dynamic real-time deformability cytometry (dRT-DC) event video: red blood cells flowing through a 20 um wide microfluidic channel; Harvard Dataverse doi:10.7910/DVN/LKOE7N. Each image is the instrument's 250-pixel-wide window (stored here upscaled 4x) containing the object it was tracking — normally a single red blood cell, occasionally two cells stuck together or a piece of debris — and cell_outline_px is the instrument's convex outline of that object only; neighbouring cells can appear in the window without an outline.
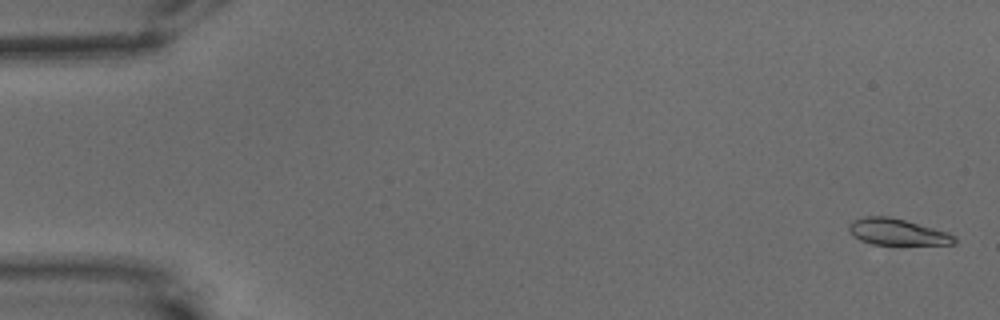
{"species": "common noctule bat (a hibernating species)", "species_latin": "Nyctalus noctula", "temperature_condition": "warm", "stored_images_in_passage": 58, "camera_frame_rate_fps": 3000, "um_per_image_px": 0.085, "animal": {"sex": "male", "body_mass_g": 15.6}, "frame": {"image": 1, "passage_image": 2, "time_ms": 0.333, "image_size_px": [1000, 320], "cell_outline_px": [[956, 244], [872, 244], [860, 240], [852, 236], [848, 228], [848, 224], [852, 220], [864, 216], [888, 216], [904, 220], [948, 232], [956, 236]], "centroid_in_image_um": [76.23, 19.71], "position_along_channel_um": 8.8, "area_um2": 16.18}}
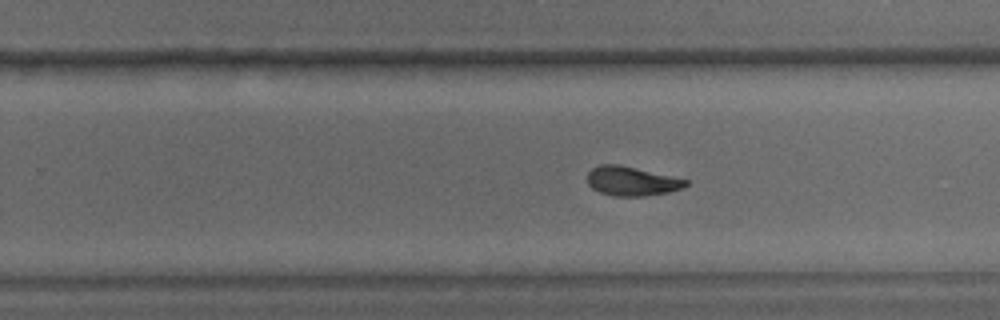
{"frame": {"image": 2, "passage_image": 37, "time_ms": 12.0, "image_size_px": [1000, 320], "cell_outline_px": [[688, 184], [680, 188], [668, 192], [644, 196], [612, 196], [600, 192], [592, 188], [588, 184], [588, 172], [592, 168], [600, 164], [616, 164], [688, 180]], "centroid_in_image_um": [53.64, 15.4], "position_along_channel_um": 276.2, "area_um2": 16.42}}
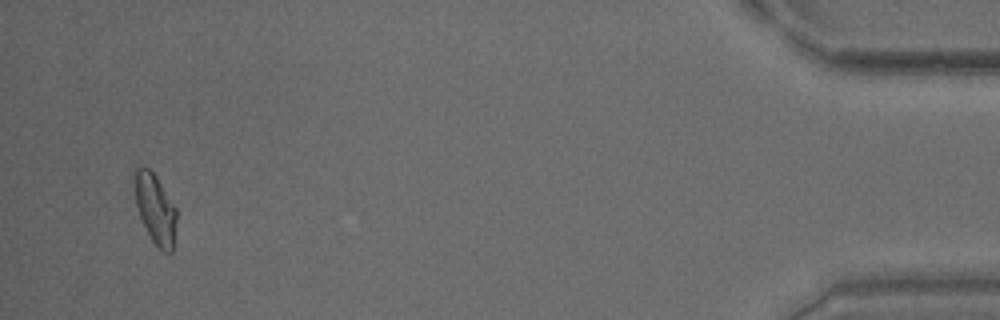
{"frame": {"image": 3, "passage_image": 56, "time_ms": 18.333, "image_size_px": [1000, 320], "cell_outline_px": [[176, 220], [172, 252], [164, 252], [152, 240], [140, 216], [136, 204], [136, 168], [148, 168], [156, 176], [176, 208]], "centroid_in_image_um": [13.23, 17.78], "position_along_channel_um": 422.0, "area_um2": 16.3}, "authors_computed_cell_mechanics": {"area_um2": 16.9354, "velocity_mm_per_s": 3.532, "shape_relaxation_time_tau1_ms": 6.2266, "shape_relaxation_time_tau2_ms": 3.5075, "deformation_change_tau1": 0.2102, "deformation_change_tau2": 0.0906}}